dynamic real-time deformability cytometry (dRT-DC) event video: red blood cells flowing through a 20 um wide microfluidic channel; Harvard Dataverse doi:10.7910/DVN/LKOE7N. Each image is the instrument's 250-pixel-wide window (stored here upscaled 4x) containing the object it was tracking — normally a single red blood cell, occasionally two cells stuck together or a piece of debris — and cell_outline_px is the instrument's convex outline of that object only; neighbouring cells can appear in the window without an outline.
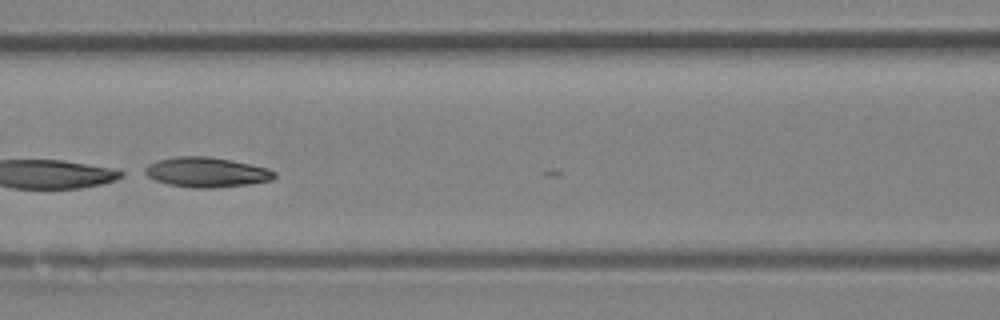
{"species": "Egyptian fruit bat (a non-hibernating species)", "species_latin": "Rousettus aegyptiacus", "temperature_condition": "room temperature", "stored_images_in_passage": 9, "camera_frame_rate_fps": 3000, "um_per_image_px": 0.085, "animal": {"sex": "female"}, "frame": {"image": 1, "passage_image": 6, "time_ms": 6.667, "image_size_px": [1000, 320], "cell_outline_px": [[276, 176], [272, 180], [252, 184], [212, 188], [192, 188], [168, 184], [156, 180], [140, 172], [148, 164], [156, 160], [176, 156], [208, 156], [232, 160], [268, 168], [276, 172]], "centroid_in_image_um": [17.54, 14.63], "position_along_channel_um": 149.1, "area_um2": 22.89}}
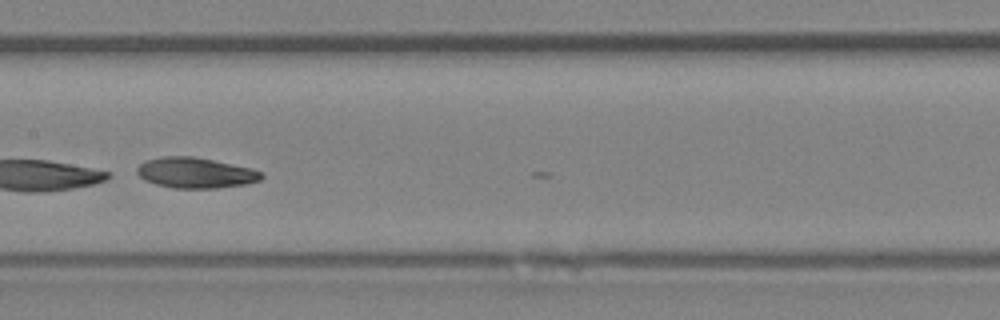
{"frame": {"image": 2, "passage_image": 7, "time_ms": 7.667, "image_size_px": [1000, 320], "cell_outline_px": [[264, 176], [260, 180], [244, 184], [220, 188], [172, 188], [156, 184], [144, 180], [136, 172], [136, 168], [144, 160], [164, 156], [192, 156], [252, 168], [260, 172]], "centroid_in_image_um": [16.58, 14.69], "position_along_channel_um": 190.8, "area_um2": 22.14}}